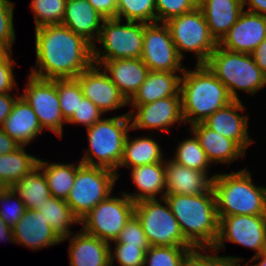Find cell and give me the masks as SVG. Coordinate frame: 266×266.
<instances>
[{
	"instance_id": "1",
	"label": "cell",
	"mask_w": 266,
	"mask_h": 266,
	"mask_svg": "<svg viewBox=\"0 0 266 266\" xmlns=\"http://www.w3.org/2000/svg\"><path fill=\"white\" fill-rule=\"evenodd\" d=\"M36 66L42 79H73L93 64L92 45L63 25L35 28Z\"/></svg>"
},
{
	"instance_id": "2",
	"label": "cell",
	"mask_w": 266,
	"mask_h": 266,
	"mask_svg": "<svg viewBox=\"0 0 266 266\" xmlns=\"http://www.w3.org/2000/svg\"><path fill=\"white\" fill-rule=\"evenodd\" d=\"M184 238L193 247L210 248L219 234L216 198L211 187L197 195H165Z\"/></svg>"
},
{
	"instance_id": "3",
	"label": "cell",
	"mask_w": 266,
	"mask_h": 266,
	"mask_svg": "<svg viewBox=\"0 0 266 266\" xmlns=\"http://www.w3.org/2000/svg\"><path fill=\"white\" fill-rule=\"evenodd\" d=\"M180 94L183 120L190 126L202 123L216 110L233 101L227 88L206 64H195L193 70L185 68Z\"/></svg>"
},
{
	"instance_id": "4",
	"label": "cell",
	"mask_w": 266,
	"mask_h": 266,
	"mask_svg": "<svg viewBox=\"0 0 266 266\" xmlns=\"http://www.w3.org/2000/svg\"><path fill=\"white\" fill-rule=\"evenodd\" d=\"M217 216L266 215V187L257 186L247 168L217 173L212 182Z\"/></svg>"
},
{
	"instance_id": "5",
	"label": "cell",
	"mask_w": 266,
	"mask_h": 266,
	"mask_svg": "<svg viewBox=\"0 0 266 266\" xmlns=\"http://www.w3.org/2000/svg\"><path fill=\"white\" fill-rule=\"evenodd\" d=\"M130 129L131 121L128 112L119 116L101 118L86 129L89 147L86 148V153L80 161L87 166L113 170L119 178V165Z\"/></svg>"
},
{
	"instance_id": "6",
	"label": "cell",
	"mask_w": 266,
	"mask_h": 266,
	"mask_svg": "<svg viewBox=\"0 0 266 266\" xmlns=\"http://www.w3.org/2000/svg\"><path fill=\"white\" fill-rule=\"evenodd\" d=\"M205 64L227 88L233 100H241L239 91L252 96L266 86V76L251 54L228 51L217 45Z\"/></svg>"
},
{
	"instance_id": "7",
	"label": "cell",
	"mask_w": 266,
	"mask_h": 266,
	"mask_svg": "<svg viewBox=\"0 0 266 266\" xmlns=\"http://www.w3.org/2000/svg\"><path fill=\"white\" fill-rule=\"evenodd\" d=\"M117 18L104 19L97 42L92 46L93 64L106 60L141 58L144 42V23Z\"/></svg>"
},
{
	"instance_id": "8",
	"label": "cell",
	"mask_w": 266,
	"mask_h": 266,
	"mask_svg": "<svg viewBox=\"0 0 266 266\" xmlns=\"http://www.w3.org/2000/svg\"><path fill=\"white\" fill-rule=\"evenodd\" d=\"M178 54L185 59L186 53L195 54L196 64H205L218 43L211 36L200 8L173 17L165 22Z\"/></svg>"
},
{
	"instance_id": "9",
	"label": "cell",
	"mask_w": 266,
	"mask_h": 266,
	"mask_svg": "<svg viewBox=\"0 0 266 266\" xmlns=\"http://www.w3.org/2000/svg\"><path fill=\"white\" fill-rule=\"evenodd\" d=\"M165 205H163V204ZM134 215L140 221L150 246L194 247L184 238L166 199H146L135 203Z\"/></svg>"
},
{
	"instance_id": "10",
	"label": "cell",
	"mask_w": 266,
	"mask_h": 266,
	"mask_svg": "<svg viewBox=\"0 0 266 266\" xmlns=\"http://www.w3.org/2000/svg\"><path fill=\"white\" fill-rule=\"evenodd\" d=\"M117 180L113 170L82 164L77 169L66 202L81 221L98 203L113 193Z\"/></svg>"
},
{
	"instance_id": "11",
	"label": "cell",
	"mask_w": 266,
	"mask_h": 266,
	"mask_svg": "<svg viewBox=\"0 0 266 266\" xmlns=\"http://www.w3.org/2000/svg\"><path fill=\"white\" fill-rule=\"evenodd\" d=\"M121 196L109 195L98 203L81 221V229L101 240L112 242L134 215L135 203L123 191Z\"/></svg>"
},
{
	"instance_id": "12",
	"label": "cell",
	"mask_w": 266,
	"mask_h": 266,
	"mask_svg": "<svg viewBox=\"0 0 266 266\" xmlns=\"http://www.w3.org/2000/svg\"><path fill=\"white\" fill-rule=\"evenodd\" d=\"M28 82L21 96L31 106L38 117L43 130L52 131L59 138L63 136V125L66 124L57 91V79H42L28 74Z\"/></svg>"
},
{
	"instance_id": "13",
	"label": "cell",
	"mask_w": 266,
	"mask_h": 266,
	"mask_svg": "<svg viewBox=\"0 0 266 266\" xmlns=\"http://www.w3.org/2000/svg\"><path fill=\"white\" fill-rule=\"evenodd\" d=\"M225 242L251 249L258 255L266 251V215H231L219 220V234L213 248L225 250Z\"/></svg>"
},
{
	"instance_id": "14",
	"label": "cell",
	"mask_w": 266,
	"mask_h": 266,
	"mask_svg": "<svg viewBox=\"0 0 266 266\" xmlns=\"http://www.w3.org/2000/svg\"><path fill=\"white\" fill-rule=\"evenodd\" d=\"M141 60L150 71L183 72L186 68L164 22L144 23Z\"/></svg>"
},
{
	"instance_id": "15",
	"label": "cell",
	"mask_w": 266,
	"mask_h": 266,
	"mask_svg": "<svg viewBox=\"0 0 266 266\" xmlns=\"http://www.w3.org/2000/svg\"><path fill=\"white\" fill-rule=\"evenodd\" d=\"M128 111L131 129L134 130H158L159 132H170L173 126L183 125L181 96H170L161 98L152 103L140 106H130Z\"/></svg>"
},
{
	"instance_id": "16",
	"label": "cell",
	"mask_w": 266,
	"mask_h": 266,
	"mask_svg": "<svg viewBox=\"0 0 266 266\" xmlns=\"http://www.w3.org/2000/svg\"><path fill=\"white\" fill-rule=\"evenodd\" d=\"M83 96L94 103L104 114L128 105V100L99 65L92 64L75 78Z\"/></svg>"
},
{
	"instance_id": "17",
	"label": "cell",
	"mask_w": 266,
	"mask_h": 266,
	"mask_svg": "<svg viewBox=\"0 0 266 266\" xmlns=\"http://www.w3.org/2000/svg\"><path fill=\"white\" fill-rule=\"evenodd\" d=\"M245 105L241 100H233L223 108L216 110L202 123L211 130L233 140L245 153L255 141L250 137L249 114L245 112Z\"/></svg>"
},
{
	"instance_id": "18",
	"label": "cell",
	"mask_w": 266,
	"mask_h": 266,
	"mask_svg": "<svg viewBox=\"0 0 266 266\" xmlns=\"http://www.w3.org/2000/svg\"><path fill=\"white\" fill-rule=\"evenodd\" d=\"M265 38L266 17L243 10L218 45L228 51L251 54Z\"/></svg>"
},
{
	"instance_id": "19",
	"label": "cell",
	"mask_w": 266,
	"mask_h": 266,
	"mask_svg": "<svg viewBox=\"0 0 266 266\" xmlns=\"http://www.w3.org/2000/svg\"><path fill=\"white\" fill-rule=\"evenodd\" d=\"M12 230L14 244L27 247L35 252L42 248L59 246L62 243V239L38 210L27 209Z\"/></svg>"
},
{
	"instance_id": "20",
	"label": "cell",
	"mask_w": 266,
	"mask_h": 266,
	"mask_svg": "<svg viewBox=\"0 0 266 266\" xmlns=\"http://www.w3.org/2000/svg\"><path fill=\"white\" fill-rule=\"evenodd\" d=\"M69 240L70 266H105L110 261V243L85 233L82 229L62 239Z\"/></svg>"
},
{
	"instance_id": "21",
	"label": "cell",
	"mask_w": 266,
	"mask_h": 266,
	"mask_svg": "<svg viewBox=\"0 0 266 266\" xmlns=\"http://www.w3.org/2000/svg\"><path fill=\"white\" fill-rule=\"evenodd\" d=\"M168 161V162H167ZM166 195H197L206 193L211 187L214 175L193 170L171 159H165Z\"/></svg>"
},
{
	"instance_id": "22",
	"label": "cell",
	"mask_w": 266,
	"mask_h": 266,
	"mask_svg": "<svg viewBox=\"0 0 266 266\" xmlns=\"http://www.w3.org/2000/svg\"><path fill=\"white\" fill-rule=\"evenodd\" d=\"M104 19L88 0H67L61 25L82 36L93 46Z\"/></svg>"
},
{
	"instance_id": "23",
	"label": "cell",
	"mask_w": 266,
	"mask_h": 266,
	"mask_svg": "<svg viewBox=\"0 0 266 266\" xmlns=\"http://www.w3.org/2000/svg\"><path fill=\"white\" fill-rule=\"evenodd\" d=\"M190 129L187 132L195 134L211 164L231 165L235 160L243 159L246 154L233 140L209 129L203 123L193 124Z\"/></svg>"
},
{
	"instance_id": "24",
	"label": "cell",
	"mask_w": 266,
	"mask_h": 266,
	"mask_svg": "<svg viewBox=\"0 0 266 266\" xmlns=\"http://www.w3.org/2000/svg\"><path fill=\"white\" fill-rule=\"evenodd\" d=\"M1 128L17 143L25 147L33 142V140H36L40 134L45 133L37 115L22 96L16 100L12 112Z\"/></svg>"
},
{
	"instance_id": "25",
	"label": "cell",
	"mask_w": 266,
	"mask_h": 266,
	"mask_svg": "<svg viewBox=\"0 0 266 266\" xmlns=\"http://www.w3.org/2000/svg\"><path fill=\"white\" fill-rule=\"evenodd\" d=\"M100 66L127 100L135 94L150 71L141 58L106 60Z\"/></svg>"
},
{
	"instance_id": "26",
	"label": "cell",
	"mask_w": 266,
	"mask_h": 266,
	"mask_svg": "<svg viewBox=\"0 0 266 266\" xmlns=\"http://www.w3.org/2000/svg\"><path fill=\"white\" fill-rule=\"evenodd\" d=\"M182 74L183 72L149 71L146 80L128 100V105H146L161 98L181 96L180 83Z\"/></svg>"
},
{
	"instance_id": "27",
	"label": "cell",
	"mask_w": 266,
	"mask_h": 266,
	"mask_svg": "<svg viewBox=\"0 0 266 266\" xmlns=\"http://www.w3.org/2000/svg\"><path fill=\"white\" fill-rule=\"evenodd\" d=\"M130 176L136 191L125 193L134 203L146 199H156L166 195L165 162H157L130 168Z\"/></svg>"
},
{
	"instance_id": "28",
	"label": "cell",
	"mask_w": 266,
	"mask_h": 266,
	"mask_svg": "<svg viewBox=\"0 0 266 266\" xmlns=\"http://www.w3.org/2000/svg\"><path fill=\"white\" fill-rule=\"evenodd\" d=\"M211 36L219 43L242 13V0H205L200 7Z\"/></svg>"
},
{
	"instance_id": "29",
	"label": "cell",
	"mask_w": 266,
	"mask_h": 266,
	"mask_svg": "<svg viewBox=\"0 0 266 266\" xmlns=\"http://www.w3.org/2000/svg\"><path fill=\"white\" fill-rule=\"evenodd\" d=\"M128 133L123 149V156L119 168H133L137 166L165 162L160 143L150 135L131 138Z\"/></svg>"
},
{
	"instance_id": "30",
	"label": "cell",
	"mask_w": 266,
	"mask_h": 266,
	"mask_svg": "<svg viewBox=\"0 0 266 266\" xmlns=\"http://www.w3.org/2000/svg\"><path fill=\"white\" fill-rule=\"evenodd\" d=\"M83 163H58L38 159L37 167L44 173L52 197L66 200L73 187L77 169Z\"/></svg>"
},
{
	"instance_id": "31",
	"label": "cell",
	"mask_w": 266,
	"mask_h": 266,
	"mask_svg": "<svg viewBox=\"0 0 266 266\" xmlns=\"http://www.w3.org/2000/svg\"><path fill=\"white\" fill-rule=\"evenodd\" d=\"M37 210L43 214L50 227L61 239L74 233L70 230V227L80 224V220L64 199L52 196L46 198V202L40 205Z\"/></svg>"
},
{
	"instance_id": "32",
	"label": "cell",
	"mask_w": 266,
	"mask_h": 266,
	"mask_svg": "<svg viewBox=\"0 0 266 266\" xmlns=\"http://www.w3.org/2000/svg\"><path fill=\"white\" fill-rule=\"evenodd\" d=\"M26 209L37 210L51 197L44 173L36 166L14 186Z\"/></svg>"
},
{
	"instance_id": "33",
	"label": "cell",
	"mask_w": 266,
	"mask_h": 266,
	"mask_svg": "<svg viewBox=\"0 0 266 266\" xmlns=\"http://www.w3.org/2000/svg\"><path fill=\"white\" fill-rule=\"evenodd\" d=\"M38 159L39 157L28 154L25 146L7 154H0V180L13 187L37 166Z\"/></svg>"
},
{
	"instance_id": "34",
	"label": "cell",
	"mask_w": 266,
	"mask_h": 266,
	"mask_svg": "<svg viewBox=\"0 0 266 266\" xmlns=\"http://www.w3.org/2000/svg\"><path fill=\"white\" fill-rule=\"evenodd\" d=\"M175 154L170 159L180 165L193 170H199L208 174L211 162L206 153L201 148L198 138L193 133L192 136L180 141L175 149Z\"/></svg>"
},
{
	"instance_id": "35",
	"label": "cell",
	"mask_w": 266,
	"mask_h": 266,
	"mask_svg": "<svg viewBox=\"0 0 266 266\" xmlns=\"http://www.w3.org/2000/svg\"><path fill=\"white\" fill-rule=\"evenodd\" d=\"M241 262H245L242 257L219 256L213 247H194L183 257L179 266H241Z\"/></svg>"
},
{
	"instance_id": "36",
	"label": "cell",
	"mask_w": 266,
	"mask_h": 266,
	"mask_svg": "<svg viewBox=\"0 0 266 266\" xmlns=\"http://www.w3.org/2000/svg\"><path fill=\"white\" fill-rule=\"evenodd\" d=\"M116 18L122 21L154 23L155 0H118Z\"/></svg>"
},
{
	"instance_id": "37",
	"label": "cell",
	"mask_w": 266,
	"mask_h": 266,
	"mask_svg": "<svg viewBox=\"0 0 266 266\" xmlns=\"http://www.w3.org/2000/svg\"><path fill=\"white\" fill-rule=\"evenodd\" d=\"M67 0H31L30 10L33 13L35 27L61 25Z\"/></svg>"
},
{
	"instance_id": "38",
	"label": "cell",
	"mask_w": 266,
	"mask_h": 266,
	"mask_svg": "<svg viewBox=\"0 0 266 266\" xmlns=\"http://www.w3.org/2000/svg\"><path fill=\"white\" fill-rule=\"evenodd\" d=\"M190 250L185 246H150L145 254L144 266H179Z\"/></svg>"
},
{
	"instance_id": "39",
	"label": "cell",
	"mask_w": 266,
	"mask_h": 266,
	"mask_svg": "<svg viewBox=\"0 0 266 266\" xmlns=\"http://www.w3.org/2000/svg\"><path fill=\"white\" fill-rule=\"evenodd\" d=\"M57 91L62 115L68 121L84 97L80 84L75 78L57 79Z\"/></svg>"
},
{
	"instance_id": "40",
	"label": "cell",
	"mask_w": 266,
	"mask_h": 266,
	"mask_svg": "<svg viewBox=\"0 0 266 266\" xmlns=\"http://www.w3.org/2000/svg\"><path fill=\"white\" fill-rule=\"evenodd\" d=\"M26 210V206L13 187L0 197V219L8 227L13 228Z\"/></svg>"
},
{
	"instance_id": "41",
	"label": "cell",
	"mask_w": 266,
	"mask_h": 266,
	"mask_svg": "<svg viewBox=\"0 0 266 266\" xmlns=\"http://www.w3.org/2000/svg\"><path fill=\"white\" fill-rule=\"evenodd\" d=\"M109 245L111 262L116 261L119 266H144L146 252L142 248L128 244Z\"/></svg>"
},
{
	"instance_id": "42",
	"label": "cell",
	"mask_w": 266,
	"mask_h": 266,
	"mask_svg": "<svg viewBox=\"0 0 266 266\" xmlns=\"http://www.w3.org/2000/svg\"><path fill=\"white\" fill-rule=\"evenodd\" d=\"M110 243L138 246L145 252L150 247L145 233L142 229V225L135 215H133L126 223V225L122 228L116 240Z\"/></svg>"
},
{
	"instance_id": "43",
	"label": "cell",
	"mask_w": 266,
	"mask_h": 266,
	"mask_svg": "<svg viewBox=\"0 0 266 266\" xmlns=\"http://www.w3.org/2000/svg\"><path fill=\"white\" fill-rule=\"evenodd\" d=\"M15 2L0 0V42L13 51V43L16 41V33L13 23Z\"/></svg>"
},
{
	"instance_id": "44",
	"label": "cell",
	"mask_w": 266,
	"mask_h": 266,
	"mask_svg": "<svg viewBox=\"0 0 266 266\" xmlns=\"http://www.w3.org/2000/svg\"><path fill=\"white\" fill-rule=\"evenodd\" d=\"M156 22H166L167 20L190 12L195 7L189 0H155Z\"/></svg>"
},
{
	"instance_id": "45",
	"label": "cell",
	"mask_w": 266,
	"mask_h": 266,
	"mask_svg": "<svg viewBox=\"0 0 266 266\" xmlns=\"http://www.w3.org/2000/svg\"><path fill=\"white\" fill-rule=\"evenodd\" d=\"M102 116L104 113L88 98L83 97L77 110L66 123L84 125L87 129L103 118Z\"/></svg>"
},
{
	"instance_id": "46",
	"label": "cell",
	"mask_w": 266,
	"mask_h": 266,
	"mask_svg": "<svg viewBox=\"0 0 266 266\" xmlns=\"http://www.w3.org/2000/svg\"><path fill=\"white\" fill-rule=\"evenodd\" d=\"M15 58L11 51L4 59L0 60V93H11L17 88L16 77L14 74Z\"/></svg>"
},
{
	"instance_id": "47",
	"label": "cell",
	"mask_w": 266,
	"mask_h": 266,
	"mask_svg": "<svg viewBox=\"0 0 266 266\" xmlns=\"http://www.w3.org/2000/svg\"><path fill=\"white\" fill-rule=\"evenodd\" d=\"M105 19L116 18L118 0H88Z\"/></svg>"
},
{
	"instance_id": "48",
	"label": "cell",
	"mask_w": 266,
	"mask_h": 266,
	"mask_svg": "<svg viewBox=\"0 0 266 266\" xmlns=\"http://www.w3.org/2000/svg\"><path fill=\"white\" fill-rule=\"evenodd\" d=\"M13 95L11 93H0V127L12 112L16 100L21 96L19 93L18 96L15 93Z\"/></svg>"
},
{
	"instance_id": "49",
	"label": "cell",
	"mask_w": 266,
	"mask_h": 266,
	"mask_svg": "<svg viewBox=\"0 0 266 266\" xmlns=\"http://www.w3.org/2000/svg\"><path fill=\"white\" fill-rule=\"evenodd\" d=\"M255 64L261 69L266 76V38L251 53Z\"/></svg>"
},
{
	"instance_id": "50",
	"label": "cell",
	"mask_w": 266,
	"mask_h": 266,
	"mask_svg": "<svg viewBox=\"0 0 266 266\" xmlns=\"http://www.w3.org/2000/svg\"><path fill=\"white\" fill-rule=\"evenodd\" d=\"M21 145L6 134L0 127V154H7L17 150Z\"/></svg>"
},
{
	"instance_id": "51",
	"label": "cell",
	"mask_w": 266,
	"mask_h": 266,
	"mask_svg": "<svg viewBox=\"0 0 266 266\" xmlns=\"http://www.w3.org/2000/svg\"><path fill=\"white\" fill-rule=\"evenodd\" d=\"M242 3L244 10L266 17V0H242Z\"/></svg>"
},
{
	"instance_id": "52",
	"label": "cell",
	"mask_w": 266,
	"mask_h": 266,
	"mask_svg": "<svg viewBox=\"0 0 266 266\" xmlns=\"http://www.w3.org/2000/svg\"><path fill=\"white\" fill-rule=\"evenodd\" d=\"M7 241L8 243L14 244V235L12 228L8 227L1 219H0V242Z\"/></svg>"
},
{
	"instance_id": "53",
	"label": "cell",
	"mask_w": 266,
	"mask_h": 266,
	"mask_svg": "<svg viewBox=\"0 0 266 266\" xmlns=\"http://www.w3.org/2000/svg\"><path fill=\"white\" fill-rule=\"evenodd\" d=\"M257 260H260L258 263H254ZM254 263V264H252ZM266 266V251L258 254V255H254L251 259H249L244 266Z\"/></svg>"
},
{
	"instance_id": "54",
	"label": "cell",
	"mask_w": 266,
	"mask_h": 266,
	"mask_svg": "<svg viewBox=\"0 0 266 266\" xmlns=\"http://www.w3.org/2000/svg\"><path fill=\"white\" fill-rule=\"evenodd\" d=\"M11 50L2 42H0V60L4 59Z\"/></svg>"
},
{
	"instance_id": "55",
	"label": "cell",
	"mask_w": 266,
	"mask_h": 266,
	"mask_svg": "<svg viewBox=\"0 0 266 266\" xmlns=\"http://www.w3.org/2000/svg\"><path fill=\"white\" fill-rule=\"evenodd\" d=\"M11 187L0 180V197H2Z\"/></svg>"
},
{
	"instance_id": "56",
	"label": "cell",
	"mask_w": 266,
	"mask_h": 266,
	"mask_svg": "<svg viewBox=\"0 0 266 266\" xmlns=\"http://www.w3.org/2000/svg\"><path fill=\"white\" fill-rule=\"evenodd\" d=\"M189 1L195 8H200L205 2V0H189Z\"/></svg>"
},
{
	"instance_id": "57",
	"label": "cell",
	"mask_w": 266,
	"mask_h": 266,
	"mask_svg": "<svg viewBox=\"0 0 266 266\" xmlns=\"http://www.w3.org/2000/svg\"><path fill=\"white\" fill-rule=\"evenodd\" d=\"M105 266H116V265H114V262L109 261Z\"/></svg>"
}]
</instances>
